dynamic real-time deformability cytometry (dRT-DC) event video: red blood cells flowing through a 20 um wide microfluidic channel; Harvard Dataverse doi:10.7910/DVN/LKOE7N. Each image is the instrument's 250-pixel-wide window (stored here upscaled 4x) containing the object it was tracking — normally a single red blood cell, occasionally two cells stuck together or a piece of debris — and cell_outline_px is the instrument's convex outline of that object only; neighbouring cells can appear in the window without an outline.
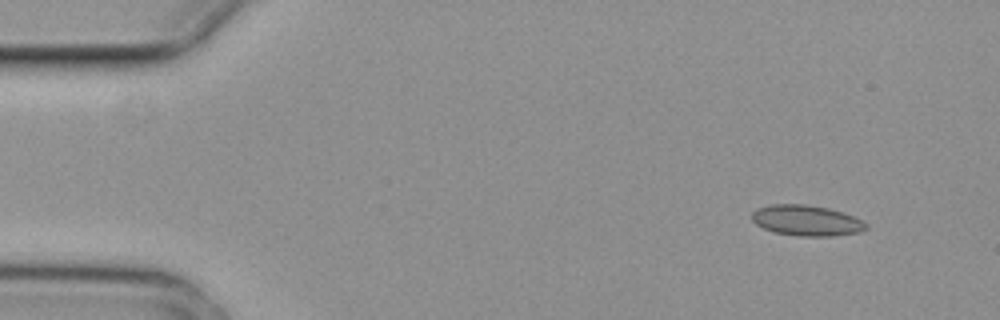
{"species": "common noctule bat (a hibernating species)", "species_latin": "Nyctalus noctula", "temperature_condition": "cold", "stored_images_in_passage": 6, "camera_frame_rate_fps": 3000, "um_per_image_px": 0.085, "animal": {"sex": "female", "body_mass_g": 29.2, "forearm_length_mm": 56.3}, "frame": {"image": 1, "passage_image": 1, "time_ms": 0.0, "image_size_px": [1000, 320], "cell_outline_px": [[868, 228], [860, 232], [832, 236], [796, 236], [772, 232], [756, 224], [752, 220], [752, 212], [756, 208], [772, 204], [804, 204], [828, 208], [852, 216], [868, 224]], "centroid_in_image_um": [68.52, 18.75], "position_along_channel_um": 16.5, "area_um2": 20.4}}
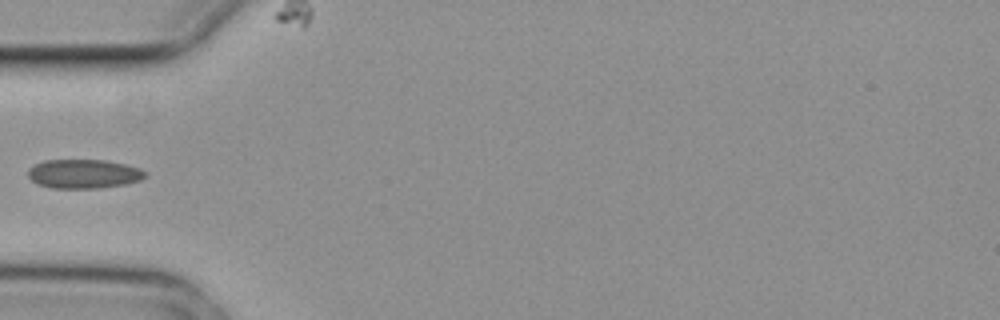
{"frame": {"image": 2, "passage_image": 4, "time_ms": 1.0, "image_size_px": [1000, 320], "cell_outline_px": [[144, 176], [140, 180], [124, 184], [100, 188], [52, 188], [36, 184], [28, 176], [28, 168], [44, 160], [104, 160], [124, 164], [140, 168], [144, 172]], "centroid_in_image_um": [7.06, 14.78], "position_along_channel_um": 77.9, "area_um2": 19.71}}